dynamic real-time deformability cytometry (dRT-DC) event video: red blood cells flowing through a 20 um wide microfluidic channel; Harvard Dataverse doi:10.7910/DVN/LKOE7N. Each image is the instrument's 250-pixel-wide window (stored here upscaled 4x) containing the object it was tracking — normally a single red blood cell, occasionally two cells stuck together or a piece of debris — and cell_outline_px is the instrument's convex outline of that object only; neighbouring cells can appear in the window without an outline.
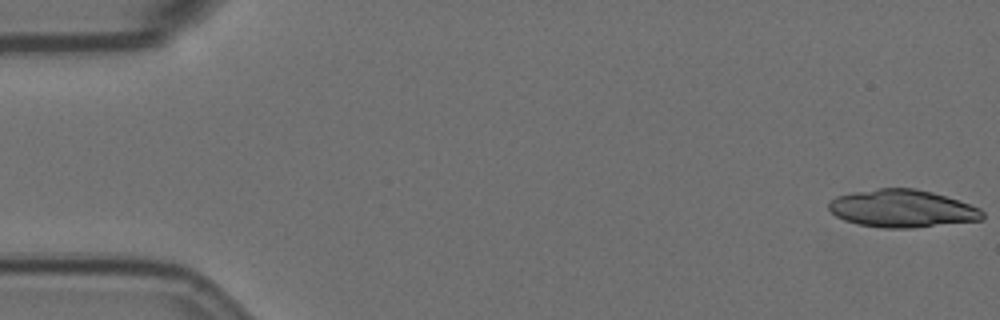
{"species": "Egyptian fruit bat (a non-hibernating species)", "species_latin": "Rousettus aegyptiacus", "temperature_condition": "room temperature", "stored_images_in_passage": 19, "camera_frame_rate_fps": 3000, "um_per_image_px": 0.085, "animal": {"sex": "female"}, "frame": {"image": 1, "passage_image": 1, "time_ms": 0.0, "image_size_px": [1000, 320], "cell_outline_px": [[984, 220], [912, 228], [884, 228], [860, 224], [844, 220], [836, 216], [828, 208], [828, 204], [836, 196], [852, 192], [880, 188], [912, 188], [932, 192], [980, 208], [984, 212]], "centroid_in_image_um": [76.69, 17.73], "position_along_channel_um": 8.3, "area_um2": 33.58}}